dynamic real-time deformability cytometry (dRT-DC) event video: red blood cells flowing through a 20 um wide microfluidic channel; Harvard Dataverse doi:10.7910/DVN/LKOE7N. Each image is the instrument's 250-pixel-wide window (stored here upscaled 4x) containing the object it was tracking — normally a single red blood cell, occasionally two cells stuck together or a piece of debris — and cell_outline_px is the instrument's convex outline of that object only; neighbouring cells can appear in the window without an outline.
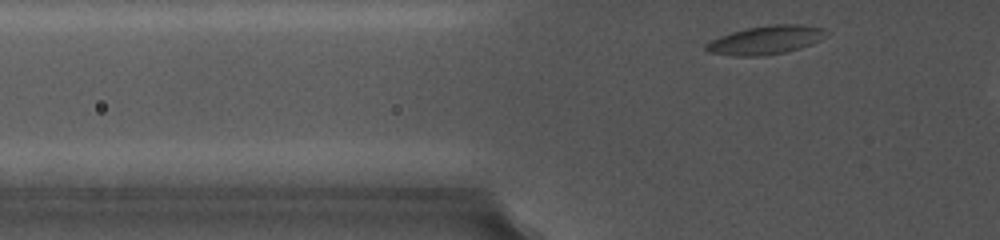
{"species": "common noctule bat (a hibernating species)", "species_latin": "Nyctalus noctula", "temperature_condition": "cold", "stored_images_in_passage": 40, "segment_of_instrument_passage": [1, 2], "camera_frame_rate_fps": 5000, "um_per_image_px": 0.085, "animal": {"sex": "female", "body_mass_g": 19.0, "forearm_length_mm": 56.7}, "frame": {"image": 1, "passage_image": 3, "time_ms": 0.6, "image_size_px": [1000, 240], "cell_outline_px": [[828, 36], [812, 44], [800, 48], [784, 52], [760, 56], [736, 56], [708, 52], [704, 48], [704, 44], [720, 36], [732, 32], [748, 28], [768, 24], [804, 24], [824, 28], [828, 32]], "centroid_in_image_um": [65.13, 3.39], "position_along_channel_um": 60.7, "area_um2": 20.17}}
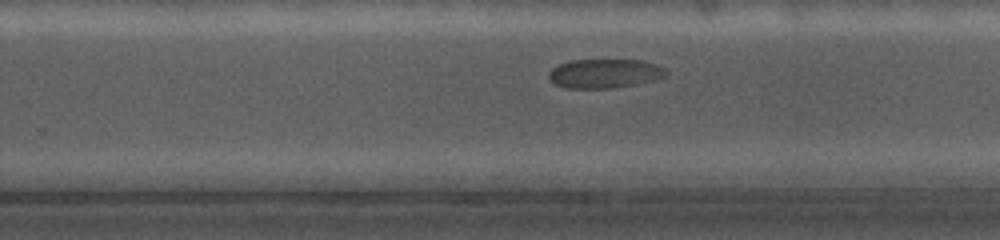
{"frame": {"image": 2, "passage_image": 26, "time_ms": 7.4, "image_size_px": [1000, 240], "cell_outline_px": [[668, 72], [664, 76], [656, 80], [636, 84], [608, 88], [564, 88], [556, 84], [548, 76], [548, 72], [552, 68], [560, 64], [572, 60], [640, 60], [656, 64], [664, 68]], "centroid_in_image_um": [51.4, 6.24], "position_along_channel_um": 278.4, "area_um2": 19.77}}
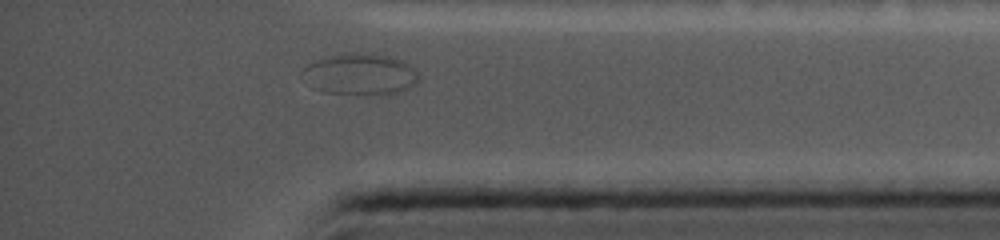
{"frame": {"image": 3, "passage_image": 37, "time_ms": 11.0, "image_size_px": [1000, 240], "cell_outline_px": [[420, 80], [416, 84], [408, 88], [396, 92], [324, 92], [312, 88], [300, 72], [308, 64], [316, 60], [332, 56], [364, 52], [372, 52], [404, 60], [416, 68], [420, 76]], "centroid_in_image_um": [30.66, 6.26], "position_along_channel_um": 404.5, "area_um2": 27.46}}